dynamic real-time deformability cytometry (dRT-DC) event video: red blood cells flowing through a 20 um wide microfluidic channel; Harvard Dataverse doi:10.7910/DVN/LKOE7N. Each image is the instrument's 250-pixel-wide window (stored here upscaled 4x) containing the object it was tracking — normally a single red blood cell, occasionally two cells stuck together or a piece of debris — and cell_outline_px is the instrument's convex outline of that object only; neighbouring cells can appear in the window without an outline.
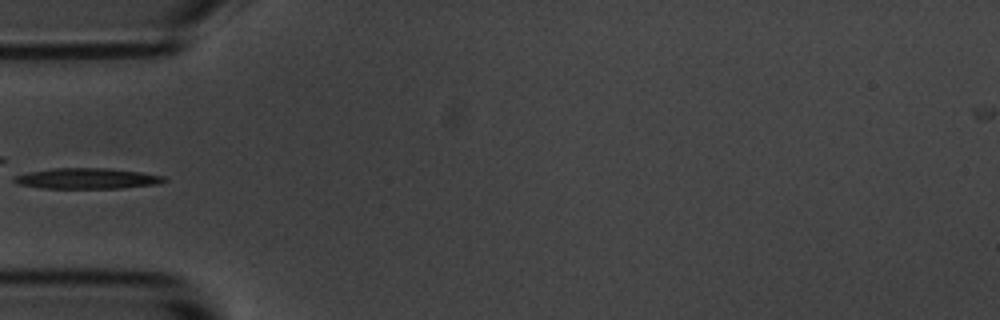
{"species": "common noctule bat (a hibernating species)", "species_latin": "Nyctalus noctula", "temperature_condition": "room temperature", "stored_images_in_passage": 38, "camera_frame_rate_fps": 3000, "um_per_image_px": 0.085, "animal": {"sex": "male", "body_mass_g": 20.1, "forearm_length_mm": 53.5}, "frame": {"image": 1, "passage_image": 1, "time_ms": 0.0, "image_size_px": [1000, 320], "cell_outline_px": [[168, 180], [160, 184], [120, 188], [44, 188], [16, 184], [12, 180], [16, 176], [28, 172], [56, 168], [108, 168], [140, 172], [168, 176]], "centroid_in_image_um": [7.47, 15.17], "position_along_channel_um": 77.5, "area_um2": 18.15}}
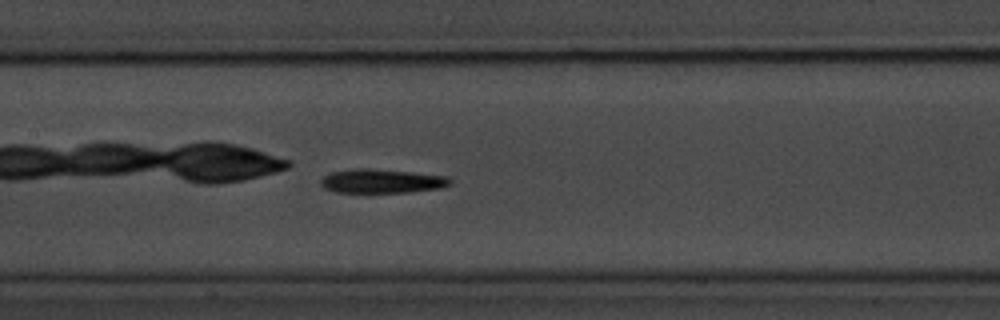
{"frame": {"image": 2, "passage_image": 9, "time_ms": 2.667, "image_size_px": [1000, 320], "cell_outline_px": [[452, 184], [440, 188], [408, 192], [336, 192], [324, 188], [320, 184], [320, 180], [328, 172], [352, 168], [368, 168], [412, 172], [448, 176], [452, 180]], "centroid_in_image_um": [32.43, 15.38], "position_along_channel_um": 175.0, "area_um2": 18.26}}
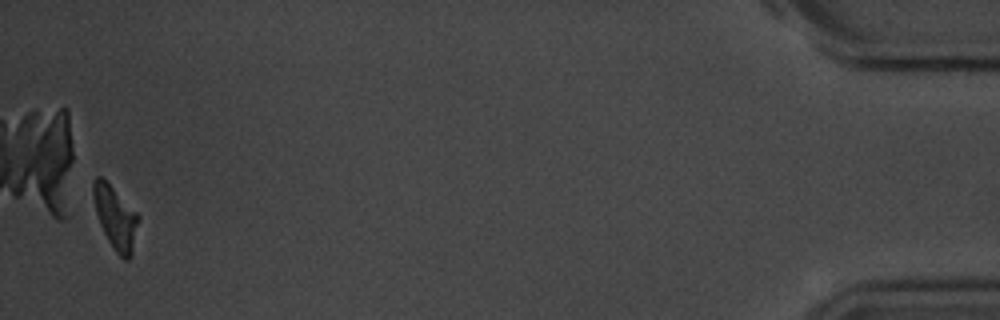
{"frame": {"image": 3, "passage_image": 37, "time_ms": 12.0, "image_size_px": [1000, 320], "cell_outline_px": [[140, 216], [132, 256], [128, 260], [124, 260], [116, 252], [108, 240], [100, 224], [96, 212], [92, 196], [92, 184], [96, 176], [100, 176]], "centroid_in_image_um": [9.82, 18.53], "position_along_channel_um": 425.4, "area_um2": 16.3}}